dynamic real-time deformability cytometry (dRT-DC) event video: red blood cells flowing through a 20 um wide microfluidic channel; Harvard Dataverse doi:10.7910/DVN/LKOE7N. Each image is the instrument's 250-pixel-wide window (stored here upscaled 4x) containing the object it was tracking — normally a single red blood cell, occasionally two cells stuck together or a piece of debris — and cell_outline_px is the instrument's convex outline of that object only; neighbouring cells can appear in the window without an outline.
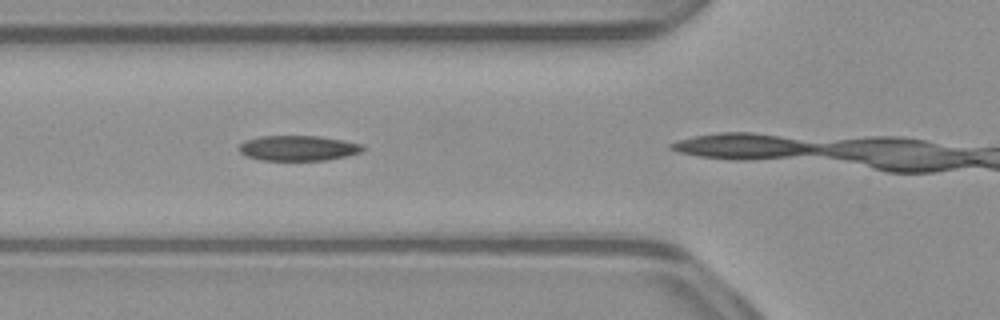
{"species": "common noctule bat (a hibernating species)", "species_latin": "Nyctalus noctula", "temperature_condition": "warm", "stored_images_in_passage": 11, "camera_frame_rate_fps": 3000, "um_per_image_px": 0.085, "animal": {"sex": "male", "body_mass_g": 23.1, "forearm_length_mm": 52.7}, "frame": {"image": 1, "passage_image": 4, "time_ms": 1.0, "image_size_px": [1000, 320], "cell_outline_px": [[364, 148], [360, 152], [348, 156], [328, 160], [260, 160], [248, 156], [240, 152], [240, 144], [244, 140], [260, 136], [320, 136], [344, 140], [364, 144]], "centroid_in_image_um": [25.38, 12.58], "position_along_channel_um": 100.4, "area_um2": 18.26}}